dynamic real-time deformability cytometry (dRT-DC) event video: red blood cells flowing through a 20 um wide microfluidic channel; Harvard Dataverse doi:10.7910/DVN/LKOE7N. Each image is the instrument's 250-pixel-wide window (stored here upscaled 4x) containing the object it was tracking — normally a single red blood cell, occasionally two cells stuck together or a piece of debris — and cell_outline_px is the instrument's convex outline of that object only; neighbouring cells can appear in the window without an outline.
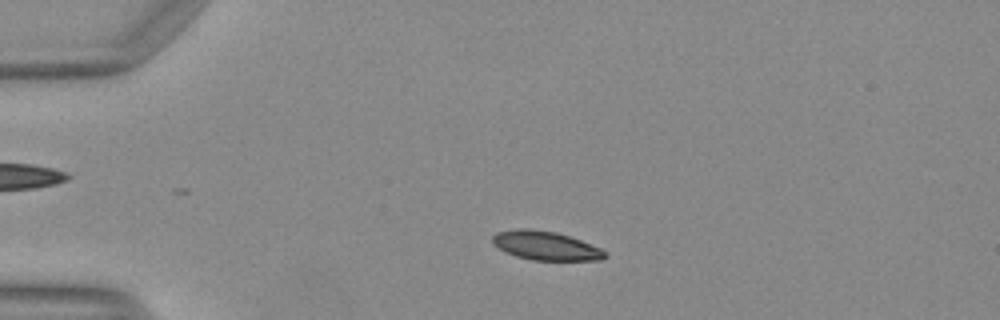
{"species": "Egyptian fruit bat (a non-hibernating species)", "species_latin": "Rousettus aegyptiacus", "temperature_condition": "warm", "stored_images_in_passage": 38, "camera_frame_rate_fps": 3000, "um_per_image_px": 0.085, "animal": {"sex": "female"}, "frame": {"image": 1, "passage_image": 6, "time_ms": 1.667, "image_size_px": [1000, 320], "cell_outline_px": [[608, 256], [600, 260], [532, 260], [516, 256], [492, 244], [492, 236], [496, 232], [516, 228], [528, 228], [556, 232], [580, 240], [600, 248]], "centroid_in_image_um": [46.35, 20.87], "position_along_channel_um": 38.7, "area_um2": 18.79}}
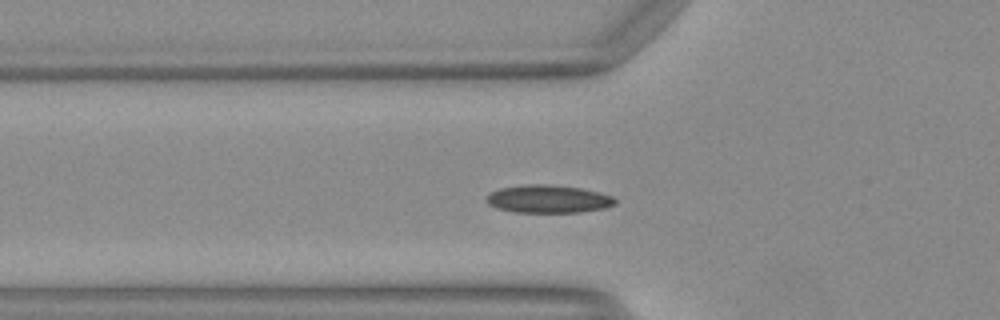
{"frame": {"image": 2, "passage_image": 12, "time_ms": 3.667, "image_size_px": [1000, 320], "cell_outline_px": [[616, 204], [604, 208], [580, 212], [512, 212], [496, 208], [488, 204], [484, 200], [492, 192], [500, 188], [528, 184], [552, 184], [580, 188], [600, 192], [612, 196], [616, 200]], "centroid_in_image_um": [46.6, 16.91], "position_along_channel_um": 79.2, "area_um2": 20.98}}
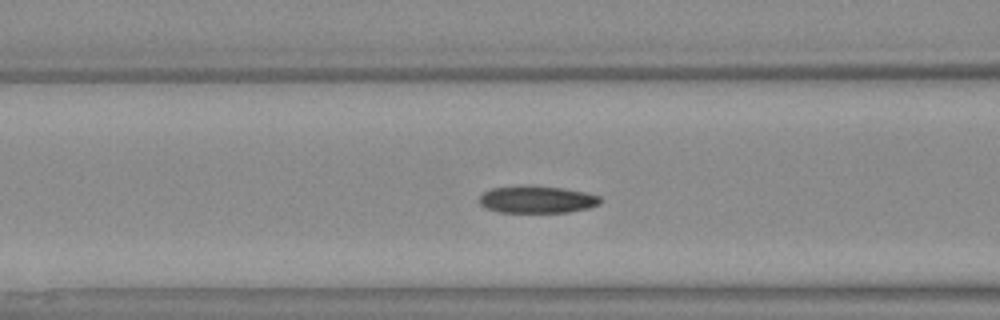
{"frame": {"image": 3, "passage_image": 15, "time_ms": 4.667, "image_size_px": [1000, 320], "cell_outline_px": [[600, 204], [588, 208], [568, 212], [500, 212], [484, 208], [480, 204], [480, 196], [484, 192], [492, 188], [524, 184], [532, 184], [560, 188], [584, 192], [600, 196]], "centroid_in_image_um": [45.61, 16.94], "position_along_channel_um": 121.0, "area_um2": 19.36}, "authors_computed_cell_mechanics": {"area_um2": 19.5075, "velocity_mm_per_s": 4.1135, "shape_relaxation_time_tau1_ms": null, "shape_relaxation_time_tau2_ms": 7.5632, "deformation_change_tau1": null, "deformation_change_tau2": 0.0884}}